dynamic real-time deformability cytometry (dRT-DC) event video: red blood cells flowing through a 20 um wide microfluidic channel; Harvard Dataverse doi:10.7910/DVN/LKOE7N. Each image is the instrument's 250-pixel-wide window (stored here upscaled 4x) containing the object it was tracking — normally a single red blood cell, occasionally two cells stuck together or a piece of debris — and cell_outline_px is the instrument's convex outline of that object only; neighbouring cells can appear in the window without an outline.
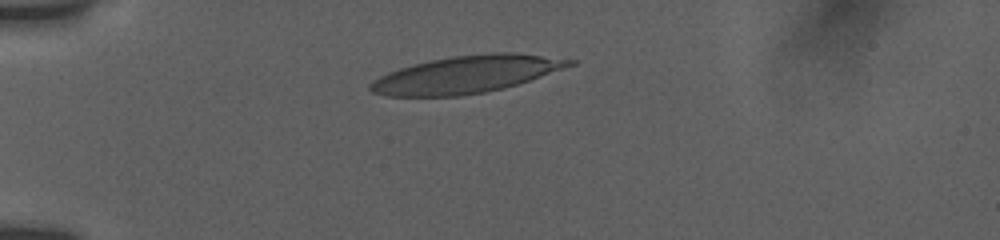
{"species": "human", "species_latin": "Homo sapiens", "temperature_condition": "room temperature", "stored_images_in_passage": 34, "camera_frame_rate_fps": 3000, "um_per_image_px": 0.085, "donor": {"sex": "female"}, "frame": {"image": 1, "passage_image": 1, "time_ms": 0.0, "image_size_px": [1000, 240], "cell_outline_px": [[576, 64], [504, 88], [484, 92], [460, 96], [388, 96], [372, 92], [368, 88], [368, 84], [372, 80], [388, 72], [412, 64], [452, 56], [492, 52], [512, 52], [576, 60]], "centroid_in_image_um": [39.59, 6.32], "position_along_channel_um": 45.4, "area_um2": 42.95}}
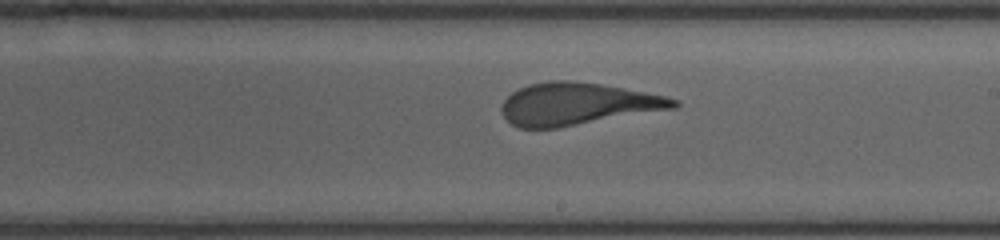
{"frame": {"image": 2, "passage_image": 19, "time_ms": 6.0, "image_size_px": [1000, 240], "cell_outline_px": [[680, 104], [676, 108], [556, 128], [520, 128], [512, 124], [504, 116], [500, 108], [504, 100], [512, 92], [528, 84], [548, 80], [572, 80], [600, 84], [624, 88], [664, 96], [680, 100]], "centroid_in_image_um": [49.07, 8.83], "position_along_channel_um": 239.9, "area_um2": 42.25}}
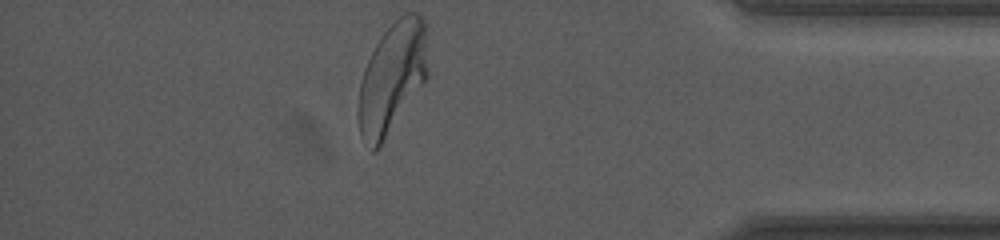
{"frame": {"image": 3, "passage_image": 34, "time_ms": 11.0, "image_size_px": [1000, 240], "cell_outline_px": [[428, 76], [376, 152], [372, 152], [364, 144], [360, 136], [360, 84], [364, 68], [376, 44], [384, 32], [404, 12], [416, 12], [424, 20], [428, 72]], "centroid_in_image_um": [33.34, 6.62], "position_along_channel_um": 401.9, "area_um2": 44.1}, "authors_computed_cell_mechanics": {"area_um2": 42.7142, "velocity_mm_per_s": 3.8189, "shape_relaxation_time_tau1_ms": 4.172, "shape_relaxation_time_tau2_ms": 0.9195, "deformation_change_tau1": 0.2309, "deformation_change_tau2": 0.1139}}